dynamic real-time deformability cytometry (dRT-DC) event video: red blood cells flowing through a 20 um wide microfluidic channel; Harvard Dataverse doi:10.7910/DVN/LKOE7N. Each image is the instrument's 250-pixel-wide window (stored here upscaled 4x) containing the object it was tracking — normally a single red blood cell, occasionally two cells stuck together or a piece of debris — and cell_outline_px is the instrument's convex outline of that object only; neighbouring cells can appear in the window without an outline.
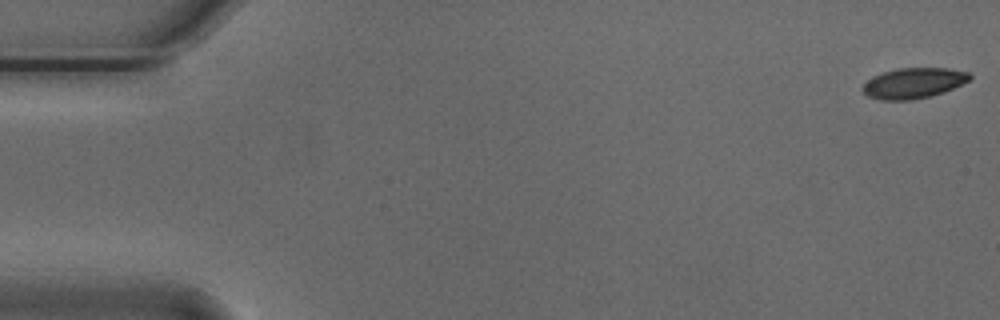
{"species": "Egyptian fruit bat (a non-hibernating species)", "species_latin": "Rousettus aegyptiacus", "temperature_condition": "cold", "stored_images_in_passage": 52, "camera_frame_rate_fps": 3000, "um_per_image_px": 0.085, "animal": {"sex": "male"}, "frame": {"image": 1, "passage_image": 1, "time_ms": 0.0, "image_size_px": [1000, 320], "cell_outline_px": [[972, 76], [968, 80], [944, 92], [928, 96], [908, 100], [880, 100], [868, 96], [860, 88], [872, 76], [896, 68], [948, 68], [968, 72]], "centroid_in_image_um": [77.61, 7.05], "position_along_channel_um": 7.4, "area_um2": 18.84}}
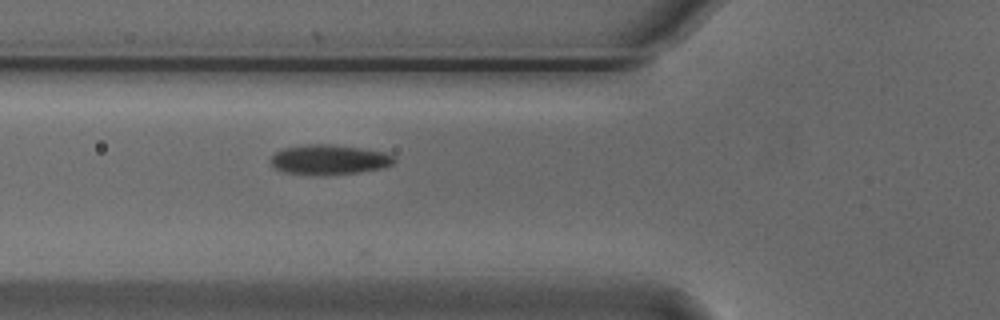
{"frame": {"image": 2, "passage_image": 20, "time_ms": 6.333, "image_size_px": [1000, 320], "cell_outline_px": [[396, 160], [392, 164], [384, 168], [356, 172], [284, 172], [276, 168], [272, 164], [272, 156], [276, 152], [284, 148], [308, 144], [328, 144], [360, 148], [384, 152], [392, 156]], "centroid_in_image_um": [28.02, 13.52], "position_along_channel_um": 97.8, "area_um2": 20.29}}
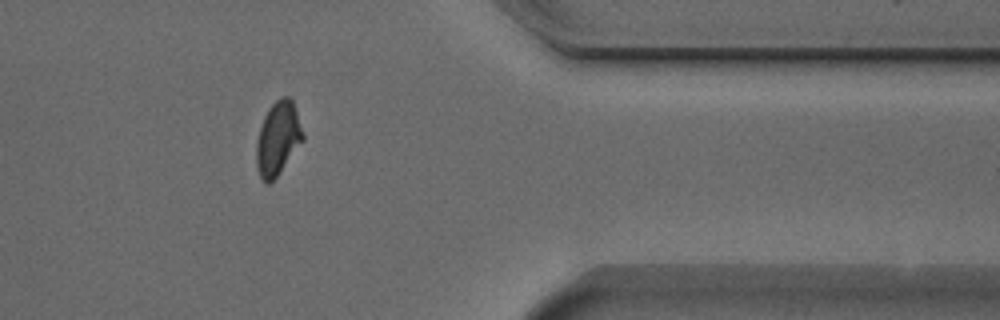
{"frame": {"image": 3, "passage_image": 45, "time_ms": 14.667, "image_size_px": [1000, 320], "cell_outline_px": [[304, 140], [276, 176], [268, 184], [264, 184], [260, 180], [256, 168], [256, 144], [260, 128], [264, 116], [268, 108], [280, 96], [288, 96], [292, 100], [304, 132]], "centroid_in_image_um": [23.61, 11.77], "position_along_channel_um": 387.8, "area_um2": 20.0}, "authors_computed_cell_mechanics": {"area_um2": 20.0277, "velocity_mm_per_s": 3.7212, "shape_relaxation_time_tau1_ms": 2.3697, "shape_relaxation_time_tau2_ms": 1.2852, "deformation_change_tau1": 0.1014, "deformation_change_tau2": 0.0721}}